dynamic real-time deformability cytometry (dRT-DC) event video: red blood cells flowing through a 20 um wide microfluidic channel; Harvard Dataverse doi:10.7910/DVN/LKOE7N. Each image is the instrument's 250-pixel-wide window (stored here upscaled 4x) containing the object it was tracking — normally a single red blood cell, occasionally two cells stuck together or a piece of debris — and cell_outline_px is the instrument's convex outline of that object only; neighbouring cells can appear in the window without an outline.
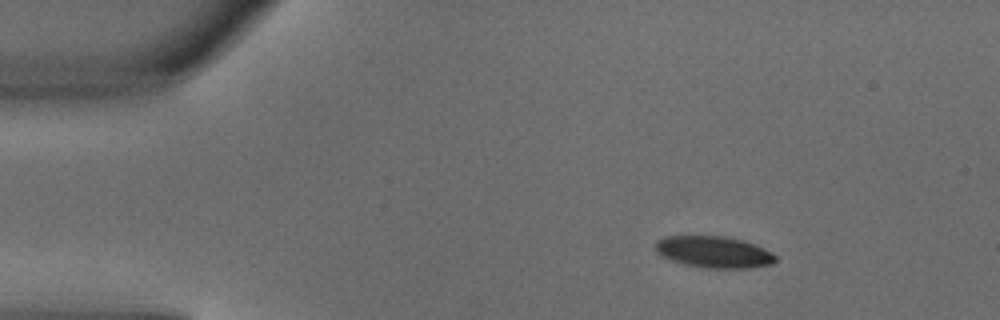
{"species": "common noctule bat (a hibernating species)", "species_latin": "Nyctalus noctula", "temperature_condition": "warm", "stored_images_in_passage": 3, "camera_frame_rate_fps": 3000, "um_per_image_px": 0.085, "animal": {"sex": "male", "body_mass_g": 18.8}, "frame": {"image": 1, "passage_image": 1, "time_ms": 0.0, "image_size_px": [1000, 320], "cell_outline_px": [[776, 260], [772, 264], [748, 268], [708, 268], [684, 264], [660, 256], [656, 252], [656, 244], [664, 236], [724, 236], [740, 240], [764, 248], [776, 256]], "centroid_in_image_um": [60.66, 21.43], "position_along_channel_um": 24.3, "area_um2": 21.85}}
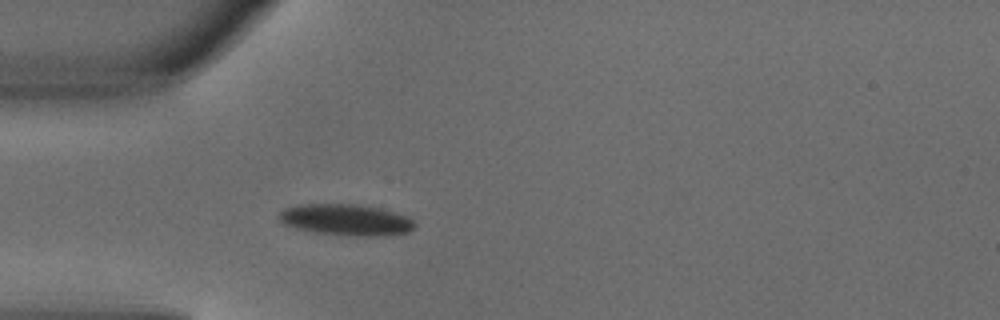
{"frame": {"image": 2, "passage_image": 3, "time_ms": 0.667, "image_size_px": [1000, 320], "cell_outline_px": [[416, 228], [408, 232], [380, 236], [344, 236], [316, 232], [296, 228], [284, 224], [276, 216], [284, 208], [296, 204], [356, 204], [380, 208], [408, 216], [416, 224]], "centroid_in_image_um": [29.41, 18.68], "position_along_channel_um": 55.6, "area_um2": 25.03}}